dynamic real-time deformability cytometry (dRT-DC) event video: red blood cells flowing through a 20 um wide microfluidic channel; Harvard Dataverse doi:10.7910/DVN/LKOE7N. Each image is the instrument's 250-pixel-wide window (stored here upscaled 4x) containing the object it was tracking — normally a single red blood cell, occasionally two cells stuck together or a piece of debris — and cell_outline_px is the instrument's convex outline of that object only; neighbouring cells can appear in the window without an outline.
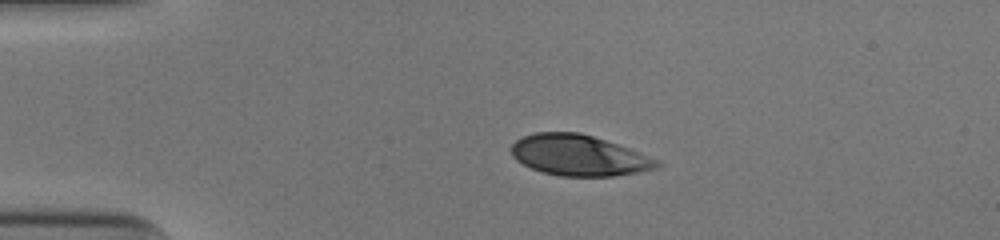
{"species": "human", "species_latin": "Homo sapiens", "temperature_condition": "cold", "stored_images_in_passage": 41, "camera_frame_rate_fps": 3000, "um_per_image_px": 0.085, "donor": {"sex": "male"}, "frame": {"image": 1, "passage_image": 1, "time_ms": 0.0, "image_size_px": [1000, 240], "cell_outline_px": [[664, 164], [656, 168], [640, 172], [616, 176], [560, 176], [544, 172], [532, 168], [516, 160], [512, 156], [512, 144], [520, 136], [536, 132], [580, 132], [628, 148], [660, 160]], "centroid_in_image_um": [49.22, 13.2], "position_along_channel_um": 35.8, "area_um2": 34.62}}
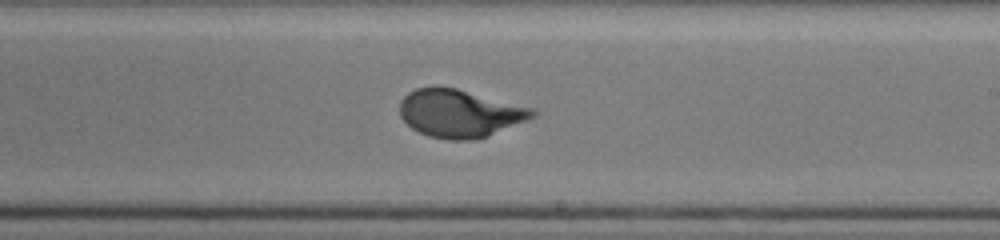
{"frame": {"image": 2, "passage_image": 21, "time_ms": 6.667, "image_size_px": [1000, 240], "cell_outline_px": [[536, 116], [488, 136], [472, 140], [448, 140], [428, 136], [412, 128], [400, 116], [400, 100], [408, 92], [416, 88], [456, 88], [536, 108]], "centroid_in_image_um": [39.1, 9.64], "position_along_channel_um": 249.9, "area_um2": 36.88}}
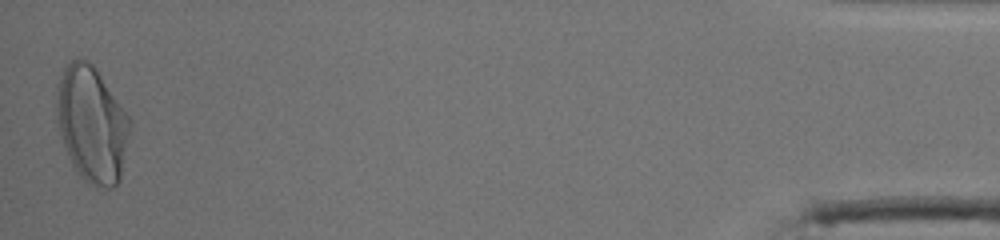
{"frame": {"image": 3, "passage_image": 41, "time_ms": 13.333, "image_size_px": [1000, 240], "cell_outline_px": [[132, 128], [120, 180], [112, 188], [96, 188], [88, 184], [76, 172], [72, 164], [64, 144], [60, 128], [56, 108], [56, 84], [64, 68], [76, 56], [80, 56], [92, 64], [132, 120]], "centroid_in_image_um": [7.83, 10.58], "position_along_channel_um": 427.4, "area_um2": 49.82}, "authors_computed_cell_mechanics": {"area_um2": 36.8186, "velocity_mm_per_s": 3.9344, "shape_relaxation_time_tau1_ms": 3.1414, "shape_relaxation_time_tau2_ms": null, "deformation_change_tau1": 0.1871, "deformation_change_tau2": null}}